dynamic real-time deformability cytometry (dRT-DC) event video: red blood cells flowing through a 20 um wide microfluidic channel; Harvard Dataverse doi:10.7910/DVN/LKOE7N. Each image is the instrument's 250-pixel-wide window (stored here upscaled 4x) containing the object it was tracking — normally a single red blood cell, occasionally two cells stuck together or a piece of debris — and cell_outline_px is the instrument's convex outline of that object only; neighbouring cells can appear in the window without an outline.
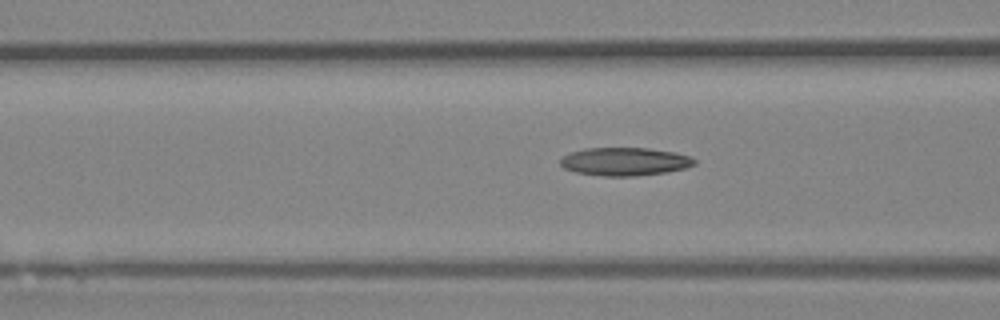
{"species": "Egyptian fruit bat (a non-hibernating species)", "species_latin": "Rousettus aegyptiacus", "temperature_condition": "room temperature", "stored_images_in_passage": 7, "camera_frame_rate_fps": 3000, "um_per_image_px": 0.085, "animal": {"sex": "female"}, "frame": {"image": 1, "passage_image": 7, "time_ms": 2.0, "image_size_px": [1000, 320], "cell_outline_px": [[696, 164], [684, 168], [668, 172], [636, 176], [604, 176], [576, 172], [564, 168], [560, 164], [560, 160], [564, 156], [572, 152], [584, 148], [648, 148], [676, 152], [692, 156], [696, 160]], "centroid_in_image_um": [53.15, 13.73], "position_along_channel_um": 113.5, "area_um2": 22.08}}